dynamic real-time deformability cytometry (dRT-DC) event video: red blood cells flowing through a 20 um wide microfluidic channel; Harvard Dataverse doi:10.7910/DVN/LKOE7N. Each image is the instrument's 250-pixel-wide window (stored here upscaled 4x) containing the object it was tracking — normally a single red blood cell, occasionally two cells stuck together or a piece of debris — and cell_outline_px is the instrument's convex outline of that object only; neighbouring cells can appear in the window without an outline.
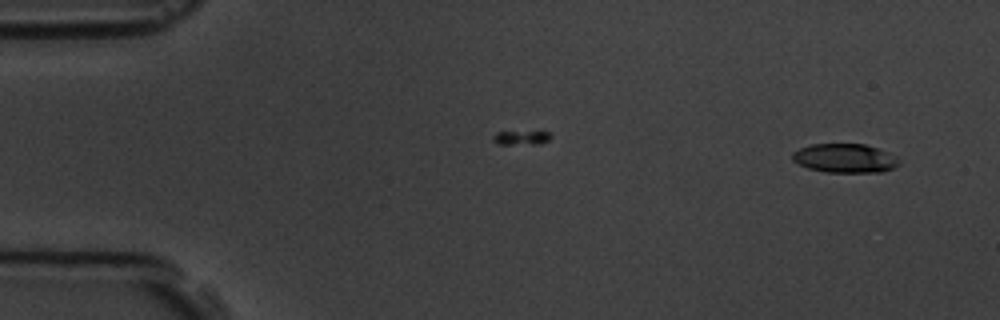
{"species": "common noctule bat (a hibernating species)", "species_latin": "Nyctalus noctula", "temperature_condition": "room temperature", "stored_images_in_passage": 5, "camera_frame_rate_fps": 3000, "um_per_image_px": 0.085, "animal": {"sex": "male", "body_mass_g": 19.5, "forearm_length_mm": 54.6}, "frame": {"image": 1, "passage_image": 1, "time_ms": 0.0, "image_size_px": [1000, 320], "cell_outline_px": [[900, 164], [892, 168], [880, 172], [828, 172], [808, 168], [792, 160], [792, 152], [800, 148], [812, 144], [864, 144], [888, 152], [896, 156]], "centroid_in_image_um": [71.81, 13.44], "position_along_channel_um": 13.2, "area_um2": 17.86}}